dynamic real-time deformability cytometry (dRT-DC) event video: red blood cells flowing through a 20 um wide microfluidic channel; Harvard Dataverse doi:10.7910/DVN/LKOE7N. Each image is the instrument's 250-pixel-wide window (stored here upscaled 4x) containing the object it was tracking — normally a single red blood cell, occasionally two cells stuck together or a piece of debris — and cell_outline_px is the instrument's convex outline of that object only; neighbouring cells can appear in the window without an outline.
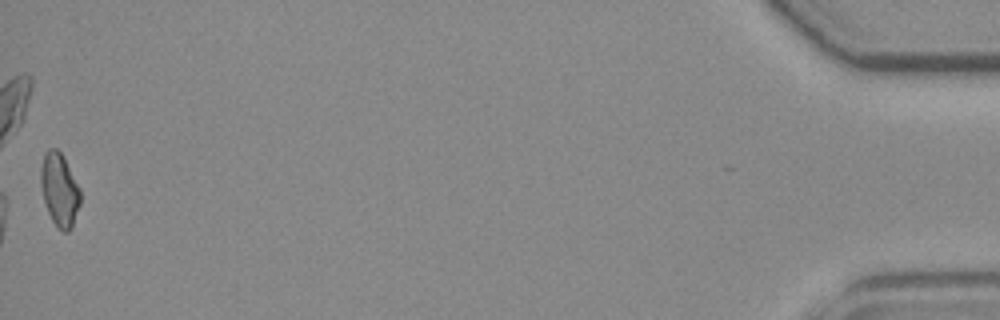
{"species": "common noctule bat (a hibernating species)", "species_latin": "Nyctalus noctula", "temperature_condition": "room temperature", "stored_images_in_passage": 39, "camera_frame_rate_fps": 3000, "um_per_image_px": 0.085, "animal": {"sex": "female", "body_mass_g": 19.3, "forearm_length_mm": 54.1}, "frame": {"image": 1, "passage_image": 39, "time_ms": 12.667, "image_size_px": [1000, 320], "cell_outline_px": [[80, 204], [72, 228], [68, 232], [64, 232], [52, 220], [48, 212], [44, 200], [40, 184], [40, 168], [44, 152], [48, 148], [56, 148], [60, 152], [80, 188]], "centroid_in_image_um": [5.04, 16.11], "position_along_channel_um": 430.2, "area_um2": 16.76}, "authors_computed_cell_mechanics": {"area_um2": 17.2244, "velocity_mm_per_s": 3.7746, "shape_relaxation_time_tau1_ms": null, "shape_relaxation_time_tau2_ms": 5.5624, "deformation_change_tau1": null, "deformation_change_tau2": 0.1166}}